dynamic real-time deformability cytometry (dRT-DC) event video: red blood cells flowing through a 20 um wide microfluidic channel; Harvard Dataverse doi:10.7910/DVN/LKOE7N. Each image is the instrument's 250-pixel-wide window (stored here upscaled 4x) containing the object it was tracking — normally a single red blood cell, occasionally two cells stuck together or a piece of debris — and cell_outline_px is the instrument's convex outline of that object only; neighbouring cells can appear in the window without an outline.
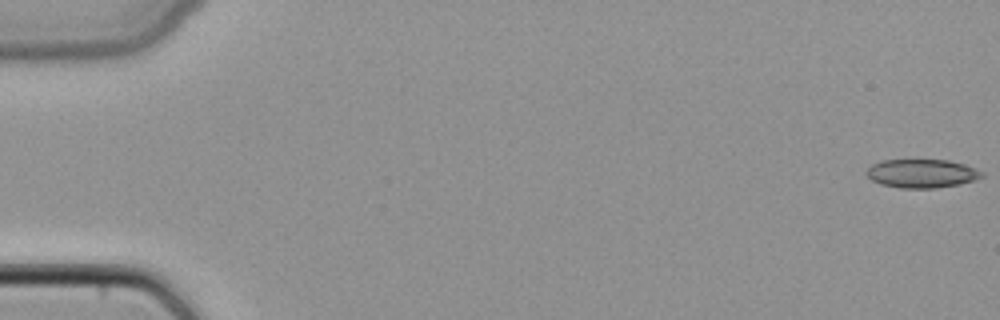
{"species": "common noctule bat (a hibernating species)", "species_latin": "Nyctalus noctula", "temperature_condition": "cold", "stored_images_in_passage": 49, "camera_frame_rate_fps": 3000, "um_per_image_px": 0.085, "animal": {"sex": "female", "body_mass_g": 22.7, "forearm_length_mm": 54.2}, "frame": {"image": 1, "passage_image": 1, "time_ms": 0.0, "image_size_px": [1000, 320], "cell_outline_px": [[984, 176], [976, 180], [960, 184], [936, 188], [900, 188], [880, 184], [872, 180], [864, 172], [872, 164], [880, 160], [948, 160], [964, 164], [976, 168], [984, 172]], "centroid_in_image_um": [78.37, 14.75], "position_along_channel_um": 6.6, "area_um2": 19.42}}
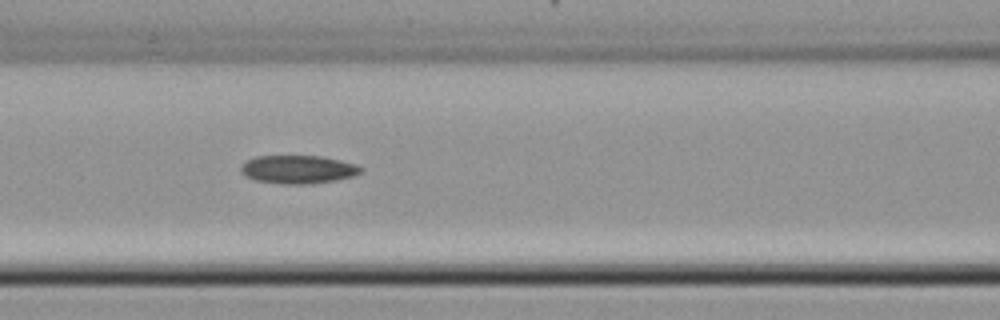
{"frame": {"image": 2, "passage_image": 22, "time_ms": 7.0, "image_size_px": [1000, 320], "cell_outline_px": [[364, 168], [356, 176], [336, 180], [312, 184], [280, 184], [256, 180], [244, 176], [240, 172], [240, 168], [248, 160], [256, 156], [320, 156], [340, 160], [356, 164]], "centroid_in_image_um": [25.36, 14.41], "position_along_channel_um": 141.2, "area_um2": 19.88}}
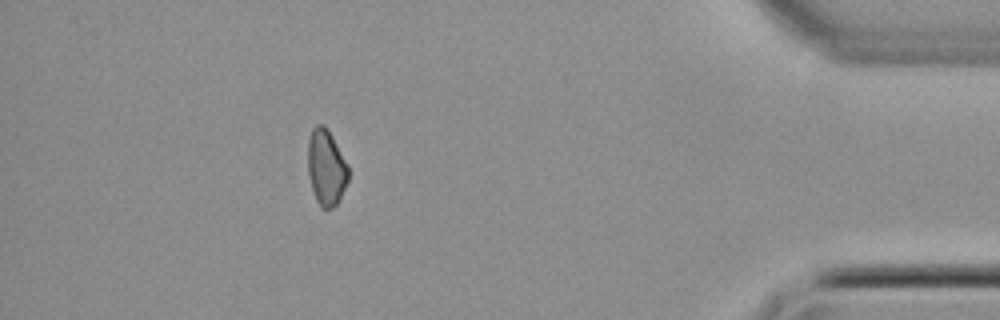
{"frame": {"image": 3, "passage_image": 44, "time_ms": 14.333, "image_size_px": [1000, 320], "cell_outline_px": [[348, 180], [340, 200], [332, 208], [320, 208], [316, 200], [308, 176], [308, 140], [312, 128], [316, 124], [324, 124], [332, 136], [348, 168]], "centroid_in_image_um": [27.7, 14.25], "position_along_channel_um": 407.5, "area_um2": 17.8}}